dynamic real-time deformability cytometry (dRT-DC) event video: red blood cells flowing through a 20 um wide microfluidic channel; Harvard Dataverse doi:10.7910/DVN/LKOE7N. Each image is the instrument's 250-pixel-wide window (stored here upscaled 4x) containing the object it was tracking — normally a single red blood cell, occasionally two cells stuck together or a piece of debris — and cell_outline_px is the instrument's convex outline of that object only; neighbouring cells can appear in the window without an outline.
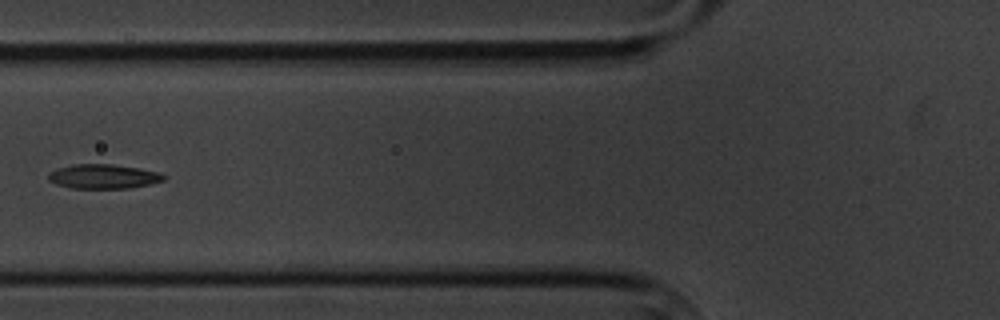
{"species": "common noctule bat (a hibernating species)", "species_latin": "Nyctalus noctula", "temperature_condition": "cold", "stored_images_in_passage": 6, "camera_frame_rate_fps": 3000, "um_per_image_px": 0.085, "animal": {"sex": "male", "body_mass_g": 20.1, "forearm_length_mm": 53.5}, "frame": {"image": 1, "passage_image": 6, "time_ms": 6.667, "image_size_px": [1000, 320], "cell_outline_px": [[164, 180], [152, 184], [128, 188], [72, 188], [56, 184], [48, 180], [48, 176], [56, 168], [76, 164], [112, 164], [140, 168], [160, 172], [164, 176]], "centroid_in_image_um": [8.81, 15.0], "position_along_channel_um": 117.0, "area_um2": 16.36}}